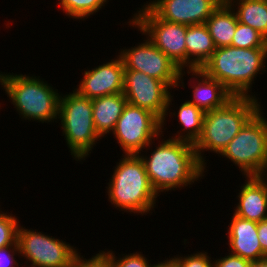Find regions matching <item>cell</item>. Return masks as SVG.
Here are the masks:
<instances>
[{
  "label": "cell",
  "instance_id": "31",
  "mask_svg": "<svg viewBox=\"0 0 267 267\" xmlns=\"http://www.w3.org/2000/svg\"><path fill=\"white\" fill-rule=\"evenodd\" d=\"M258 239L262 251L267 255V219L258 222Z\"/></svg>",
  "mask_w": 267,
  "mask_h": 267
},
{
  "label": "cell",
  "instance_id": "2",
  "mask_svg": "<svg viewBox=\"0 0 267 267\" xmlns=\"http://www.w3.org/2000/svg\"><path fill=\"white\" fill-rule=\"evenodd\" d=\"M266 61L267 47L225 46L216 48L201 70L219 81L234 97L257 98L252 87L256 76L267 72Z\"/></svg>",
  "mask_w": 267,
  "mask_h": 267
},
{
  "label": "cell",
  "instance_id": "32",
  "mask_svg": "<svg viewBox=\"0 0 267 267\" xmlns=\"http://www.w3.org/2000/svg\"><path fill=\"white\" fill-rule=\"evenodd\" d=\"M166 260L159 261L157 264H154L153 267H179L178 263L173 259V257L169 256L168 258H165Z\"/></svg>",
  "mask_w": 267,
  "mask_h": 267
},
{
  "label": "cell",
  "instance_id": "28",
  "mask_svg": "<svg viewBox=\"0 0 267 267\" xmlns=\"http://www.w3.org/2000/svg\"><path fill=\"white\" fill-rule=\"evenodd\" d=\"M179 267H213V260H211L208 252L197 251L190 255L188 254L183 257V255L177 254L173 258Z\"/></svg>",
  "mask_w": 267,
  "mask_h": 267
},
{
  "label": "cell",
  "instance_id": "1",
  "mask_svg": "<svg viewBox=\"0 0 267 267\" xmlns=\"http://www.w3.org/2000/svg\"><path fill=\"white\" fill-rule=\"evenodd\" d=\"M163 132L157 138L158 145L152 141L145 147L147 149L141 152L142 154H138L144 163L149 182L158 196L162 192L193 185L195 181L203 179L204 173L208 172L199 162L193 144L171 138L166 140L162 137L165 134ZM153 147L155 149L152 151ZM148 150L151 152L146 156Z\"/></svg>",
  "mask_w": 267,
  "mask_h": 267
},
{
  "label": "cell",
  "instance_id": "4",
  "mask_svg": "<svg viewBox=\"0 0 267 267\" xmlns=\"http://www.w3.org/2000/svg\"><path fill=\"white\" fill-rule=\"evenodd\" d=\"M259 98L233 97L223 107L205 112L202 133L194 144L199 162L206 168L205 151L218 154L261 108ZM203 153V154H202Z\"/></svg>",
  "mask_w": 267,
  "mask_h": 267
},
{
  "label": "cell",
  "instance_id": "15",
  "mask_svg": "<svg viewBox=\"0 0 267 267\" xmlns=\"http://www.w3.org/2000/svg\"><path fill=\"white\" fill-rule=\"evenodd\" d=\"M227 229L228 252L249 261L267 257L258 239V223L233 214Z\"/></svg>",
  "mask_w": 267,
  "mask_h": 267
},
{
  "label": "cell",
  "instance_id": "19",
  "mask_svg": "<svg viewBox=\"0 0 267 267\" xmlns=\"http://www.w3.org/2000/svg\"><path fill=\"white\" fill-rule=\"evenodd\" d=\"M127 100L123 93L105 95L92 99L93 122L101 138L112 133L116 122L123 113Z\"/></svg>",
  "mask_w": 267,
  "mask_h": 267
},
{
  "label": "cell",
  "instance_id": "3",
  "mask_svg": "<svg viewBox=\"0 0 267 267\" xmlns=\"http://www.w3.org/2000/svg\"><path fill=\"white\" fill-rule=\"evenodd\" d=\"M122 155L107 183L108 201L119 211L141 216L152 214L158 194L149 182L142 159L138 154Z\"/></svg>",
  "mask_w": 267,
  "mask_h": 267
},
{
  "label": "cell",
  "instance_id": "13",
  "mask_svg": "<svg viewBox=\"0 0 267 267\" xmlns=\"http://www.w3.org/2000/svg\"><path fill=\"white\" fill-rule=\"evenodd\" d=\"M144 3L158 18L187 26L205 24L223 0H149Z\"/></svg>",
  "mask_w": 267,
  "mask_h": 267
},
{
  "label": "cell",
  "instance_id": "24",
  "mask_svg": "<svg viewBox=\"0 0 267 267\" xmlns=\"http://www.w3.org/2000/svg\"><path fill=\"white\" fill-rule=\"evenodd\" d=\"M231 46L239 48L267 47V39L254 28L238 22Z\"/></svg>",
  "mask_w": 267,
  "mask_h": 267
},
{
  "label": "cell",
  "instance_id": "10",
  "mask_svg": "<svg viewBox=\"0 0 267 267\" xmlns=\"http://www.w3.org/2000/svg\"><path fill=\"white\" fill-rule=\"evenodd\" d=\"M112 134L124 154H139L162 134V121L149 110L127 103Z\"/></svg>",
  "mask_w": 267,
  "mask_h": 267
},
{
  "label": "cell",
  "instance_id": "33",
  "mask_svg": "<svg viewBox=\"0 0 267 267\" xmlns=\"http://www.w3.org/2000/svg\"><path fill=\"white\" fill-rule=\"evenodd\" d=\"M10 72L9 73H5V72H0V87L5 91L6 93V87H7V80H8V76H9ZM0 107H1V103H0Z\"/></svg>",
  "mask_w": 267,
  "mask_h": 267
},
{
  "label": "cell",
  "instance_id": "21",
  "mask_svg": "<svg viewBox=\"0 0 267 267\" xmlns=\"http://www.w3.org/2000/svg\"><path fill=\"white\" fill-rule=\"evenodd\" d=\"M237 23L234 10L223 0L205 22L216 48L231 46Z\"/></svg>",
  "mask_w": 267,
  "mask_h": 267
},
{
  "label": "cell",
  "instance_id": "30",
  "mask_svg": "<svg viewBox=\"0 0 267 267\" xmlns=\"http://www.w3.org/2000/svg\"><path fill=\"white\" fill-rule=\"evenodd\" d=\"M251 261L231 253L218 259L213 258V267H250Z\"/></svg>",
  "mask_w": 267,
  "mask_h": 267
},
{
  "label": "cell",
  "instance_id": "5",
  "mask_svg": "<svg viewBox=\"0 0 267 267\" xmlns=\"http://www.w3.org/2000/svg\"><path fill=\"white\" fill-rule=\"evenodd\" d=\"M43 80L35 75L9 74L6 94L19 118L49 124L58 121L60 93Z\"/></svg>",
  "mask_w": 267,
  "mask_h": 267
},
{
  "label": "cell",
  "instance_id": "20",
  "mask_svg": "<svg viewBox=\"0 0 267 267\" xmlns=\"http://www.w3.org/2000/svg\"><path fill=\"white\" fill-rule=\"evenodd\" d=\"M186 69H201L216 50L205 24L187 26L185 37Z\"/></svg>",
  "mask_w": 267,
  "mask_h": 267
},
{
  "label": "cell",
  "instance_id": "22",
  "mask_svg": "<svg viewBox=\"0 0 267 267\" xmlns=\"http://www.w3.org/2000/svg\"><path fill=\"white\" fill-rule=\"evenodd\" d=\"M234 10L238 22L250 26L267 39L266 0H225Z\"/></svg>",
  "mask_w": 267,
  "mask_h": 267
},
{
  "label": "cell",
  "instance_id": "25",
  "mask_svg": "<svg viewBox=\"0 0 267 267\" xmlns=\"http://www.w3.org/2000/svg\"><path fill=\"white\" fill-rule=\"evenodd\" d=\"M1 206V205H0ZM0 207V249L14 245L17 242L19 218L9 212H4Z\"/></svg>",
  "mask_w": 267,
  "mask_h": 267
},
{
  "label": "cell",
  "instance_id": "9",
  "mask_svg": "<svg viewBox=\"0 0 267 267\" xmlns=\"http://www.w3.org/2000/svg\"><path fill=\"white\" fill-rule=\"evenodd\" d=\"M17 244L20 257L27 265L36 267H71L78 252L74 245L21 224L17 230Z\"/></svg>",
  "mask_w": 267,
  "mask_h": 267
},
{
  "label": "cell",
  "instance_id": "35",
  "mask_svg": "<svg viewBox=\"0 0 267 267\" xmlns=\"http://www.w3.org/2000/svg\"><path fill=\"white\" fill-rule=\"evenodd\" d=\"M267 186V161L261 173L258 176Z\"/></svg>",
  "mask_w": 267,
  "mask_h": 267
},
{
  "label": "cell",
  "instance_id": "12",
  "mask_svg": "<svg viewBox=\"0 0 267 267\" xmlns=\"http://www.w3.org/2000/svg\"><path fill=\"white\" fill-rule=\"evenodd\" d=\"M172 89L161 80L136 70L125 69L123 94L130 105L149 110L161 121L168 109Z\"/></svg>",
  "mask_w": 267,
  "mask_h": 267
},
{
  "label": "cell",
  "instance_id": "34",
  "mask_svg": "<svg viewBox=\"0 0 267 267\" xmlns=\"http://www.w3.org/2000/svg\"><path fill=\"white\" fill-rule=\"evenodd\" d=\"M250 267H267V257L251 261Z\"/></svg>",
  "mask_w": 267,
  "mask_h": 267
},
{
  "label": "cell",
  "instance_id": "14",
  "mask_svg": "<svg viewBox=\"0 0 267 267\" xmlns=\"http://www.w3.org/2000/svg\"><path fill=\"white\" fill-rule=\"evenodd\" d=\"M109 61L91 70L85 69L79 85L74 90L89 99L123 93L125 71L123 60L120 55H116L115 59Z\"/></svg>",
  "mask_w": 267,
  "mask_h": 267
},
{
  "label": "cell",
  "instance_id": "27",
  "mask_svg": "<svg viewBox=\"0 0 267 267\" xmlns=\"http://www.w3.org/2000/svg\"><path fill=\"white\" fill-rule=\"evenodd\" d=\"M81 254L79 251L77 252L72 267H113L112 257L105 250H100L89 259L84 258Z\"/></svg>",
  "mask_w": 267,
  "mask_h": 267
},
{
  "label": "cell",
  "instance_id": "29",
  "mask_svg": "<svg viewBox=\"0 0 267 267\" xmlns=\"http://www.w3.org/2000/svg\"><path fill=\"white\" fill-rule=\"evenodd\" d=\"M16 255L21 258L17 242L14 245L1 248L0 267H19L20 262L16 259Z\"/></svg>",
  "mask_w": 267,
  "mask_h": 267
},
{
  "label": "cell",
  "instance_id": "23",
  "mask_svg": "<svg viewBox=\"0 0 267 267\" xmlns=\"http://www.w3.org/2000/svg\"><path fill=\"white\" fill-rule=\"evenodd\" d=\"M109 2L108 0H59V8L73 20H85L98 13Z\"/></svg>",
  "mask_w": 267,
  "mask_h": 267
},
{
  "label": "cell",
  "instance_id": "18",
  "mask_svg": "<svg viewBox=\"0 0 267 267\" xmlns=\"http://www.w3.org/2000/svg\"><path fill=\"white\" fill-rule=\"evenodd\" d=\"M173 96L170 94L168 98V109L165 114V118L162 121V130H166L164 126H166V117L169 115L170 117L175 116L178 117L176 120L179 121L178 123L181 126V129L177 131L175 136H170L169 138L174 140H181L186 141L191 144H195L196 141L199 139L202 133L203 128V120L205 117V112L196 107L193 103L189 102L188 100L184 103H181L177 112H170L172 106L174 105ZM176 113V114H175ZM177 115V116H176Z\"/></svg>",
  "mask_w": 267,
  "mask_h": 267
},
{
  "label": "cell",
  "instance_id": "17",
  "mask_svg": "<svg viewBox=\"0 0 267 267\" xmlns=\"http://www.w3.org/2000/svg\"><path fill=\"white\" fill-rule=\"evenodd\" d=\"M240 186L234 215L260 222L267 219V186L258 176H247Z\"/></svg>",
  "mask_w": 267,
  "mask_h": 267
},
{
  "label": "cell",
  "instance_id": "11",
  "mask_svg": "<svg viewBox=\"0 0 267 267\" xmlns=\"http://www.w3.org/2000/svg\"><path fill=\"white\" fill-rule=\"evenodd\" d=\"M125 69L143 72L165 82L171 89L185 88V70H181L169 57L159 50L146 36L134 47L119 50ZM184 84V85H183Z\"/></svg>",
  "mask_w": 267,
  "mask_h": 267
},
{
  "label": "cell",
  "instance_id": "7",
  "mask_svg": "<svg viewBox=\"0 0 267 267\" xmlns=\"http://www.w3.org/2000/svg\"><path fill=\"white\" fill-rule=\"evenodd\" d=\"M262 107L219 155L239 167L242 176H259L267 161V118Z\"/></svg>",
  "mask_w": 267,
  "mask_h": 267
},
{
  "label": "cell",
  "instance_id": "6",
  "mask_svg": "<svg viewBox=\"0 0 267 267\" xmlns=\"http://www.w3.org/2000/svg\"><path fill=\"white\" fill-rule=\"evenodd\" d=\"M72 91L60 94L58 120L70 155L82 162L102 138L94 126L92 99L80 95L76 90Z\"/></svg>",
  "mask_w": 267,
  "mask_h": 267
},
{
  "label": "cell",
  "instance_id": "36",
  "mask_svg": "<svg viewBox=\"0 0 267 267\" xmlns=\"http://www.w3.org/2000/svg\"><path fill=\"white\" fill-rule=\"evenodd\" d=\"M24 267H27V265H24ZM28 267H36V266H31V265H29Z\"/></svg>",
  "mask_w": 267,
  "mask_h": 267
},
{
  "label": "cell",
  "instance_id": "8",
  "mask_svg": "<svg viewBox=\"0 0 267 267\" xmlns=\"http://www.w3.org/2000/svg\"><path fill=\"white\" fill-rule=\"evenodd\" d=\"M138 9L128 25L137 28L181 70H185L187 25L162 20L145 4Z\"/></svg>",
  "mask_w": 267,
  "mask_h": 267
},
{
  "label": "cell",
  "instance_id": "16",
  "mask_svg": "<svg viewBox=\"0 0 267 267\" xmlns=\"http://www.w3.org/2000/svg\"><path fill=\"white\" fill-rule=\"evenodd\" d=\"M186 72L192 76L188 85L193 82V86H189L193 90L188 101L202 111L221 108L234 97L219 81L208 77L201 69L186 70Z\"/></svg>",
  "mask_w": 267,
  "mask_h": 267
},
{
  "label": "cell",
  "instance_id": "26",
  "mask_svg": "<svg viewBox=\"0 0 267 267\" xmlns=\"http://www.w3.org/2000/svg\"><path fill=\"white\" fill-rule=\"evenodd\" d=\"M112 257L113 267H153L154 264L149 263V259L146 255L138 252L121 254L119 257L116 256L112 250L106 251Z\"/></svg>",
  "mask_w": 267,
  "mask_h": 267
}]
</instances>
